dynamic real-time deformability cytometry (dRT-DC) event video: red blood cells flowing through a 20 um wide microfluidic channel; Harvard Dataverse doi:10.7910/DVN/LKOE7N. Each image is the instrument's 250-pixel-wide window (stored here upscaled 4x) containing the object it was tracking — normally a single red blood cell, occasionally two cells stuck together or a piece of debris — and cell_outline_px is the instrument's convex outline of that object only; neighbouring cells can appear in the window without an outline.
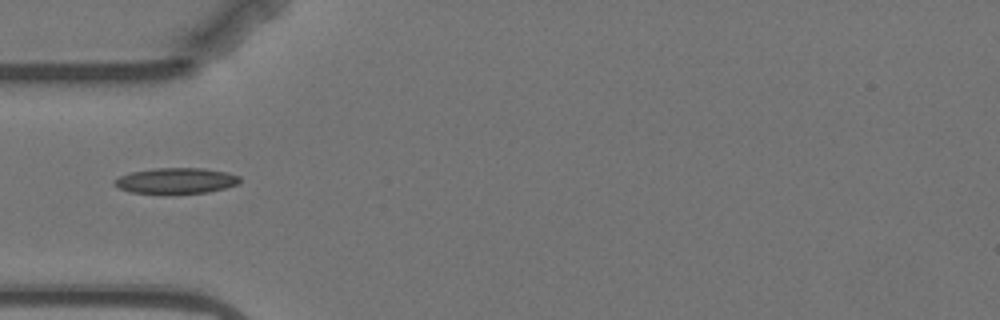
{"species": "Egyptian fruit bat (a non-hibernating species)", "species_latin": "Rousettus aegyptiacus", "temperature_condition": "warm", "stored_images_in_passage": 1, "camera_frame_rate_fps": 3000, "um_per_image_px": 0.085, "animal": {"sex": "female"}, "frame": {"image": 1, "passage_image": 1, "time_ms": 0.0, "image_size_px": [1000, 320], "cell_outline_px": [[240, 180], [236, 184], [224, 188], [208, 192], [132, 192], [120, 188], [112, 184], [112, 180], [120, 176], [132, 172], [152, 168], [204, 168], [224, 172], [240, 176]], "centroid_in_image_um": [14.93, 15.33], "position_along_channel_um": 70.1, "area_um2": 18.26}}